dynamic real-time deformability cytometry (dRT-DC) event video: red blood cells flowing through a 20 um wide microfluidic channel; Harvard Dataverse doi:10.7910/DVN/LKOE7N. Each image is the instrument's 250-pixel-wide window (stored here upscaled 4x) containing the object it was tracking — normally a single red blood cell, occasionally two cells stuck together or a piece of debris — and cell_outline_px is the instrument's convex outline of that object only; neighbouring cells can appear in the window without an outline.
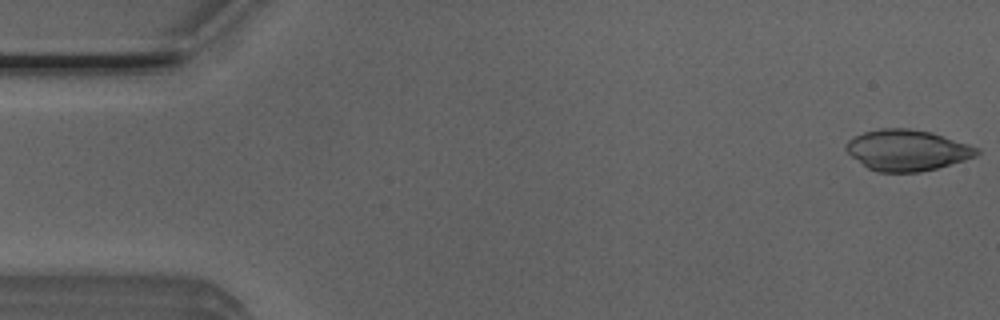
{"species": "Egyptian fruit bat (a non-hibernating species)", "species_latin": "Rousettus aegyptiacus", "temperature_condition": "room temperature", "stored_images_in_passage": 51, "camera_frame_rate_fps": 3000, "um_per_image_px": 0.085, "animal": {"sex": "male"}, "frame": {"image": 1, "passage_image": 1, "time_ms": 0.0, "image_size_px": [1000, 320], "cell_outline_px": [[980, 152], [976, 156], [964, 160], [936, 168], [920, 172], [876, 172], [868, 168], [852, 156], [844, 148], [844, 144], [852, 136], [864, 132], [880, 128], [908, 128], [932, 132], [980, 148]], "centroid_in_image_um": [77.08, 12.76], "position_along_channel_um": 7.9, "area_um2": 31.27}}
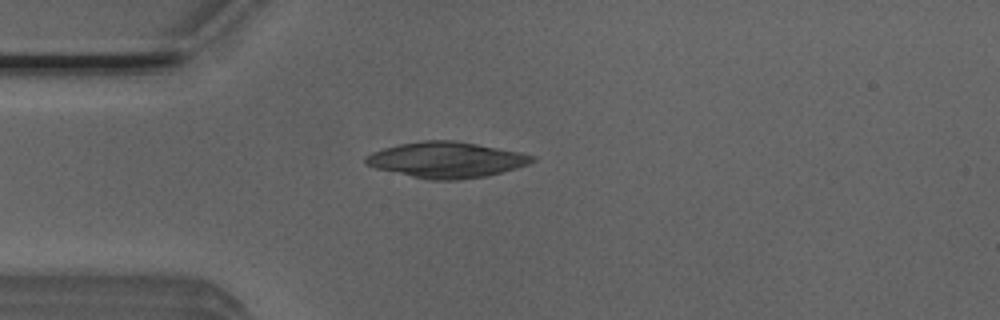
{"frame": {"image": 2, "passage_image": 13, "time_ms": 4.0, "image_size_px": [1000, 320], "cell_outline_px": [[536, 160], [528, 164], [516, 168], [488, 176], [456, 180], [432, 180], [412, 176], [376, 168], [364, 164], [364, 156], [372, 152], [384, 148], [400, 144], [424, 140], [456, 140], [536, 156]], "centroid_in_image_um": [37.92, 13.59], "position_along_channel_um": 47.1, "area_um2": 34.45}}
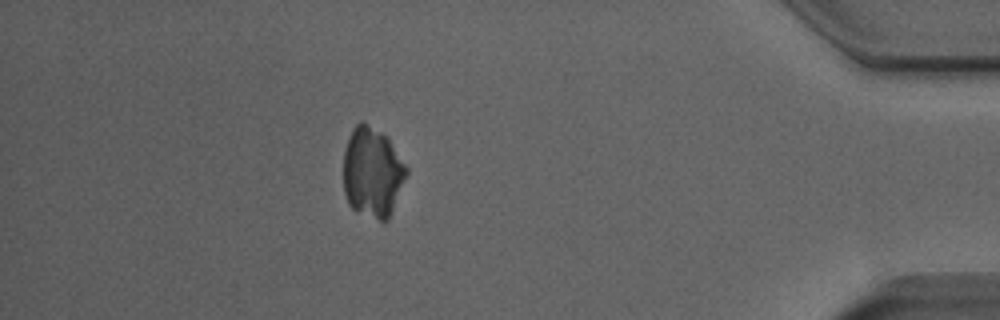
{"frame": {"image": 3, "passage_image": 45, "time_ms": 14.667, "image_size_px": [1000, 320], "cell_outline_px": [[408, 172], [392, 212], [388, 220], [380, 220], [356, 212], [348, 204], [344, 192], [344, 152], [348, 136], [352, 128], [360, 120], [364, 120], [380, 132], [388, 140], [408, 168]], "centroid_in_image_um": [31.63, 14.65], "position_along_channel_um": 403.6, "area_um2": 33.06}}